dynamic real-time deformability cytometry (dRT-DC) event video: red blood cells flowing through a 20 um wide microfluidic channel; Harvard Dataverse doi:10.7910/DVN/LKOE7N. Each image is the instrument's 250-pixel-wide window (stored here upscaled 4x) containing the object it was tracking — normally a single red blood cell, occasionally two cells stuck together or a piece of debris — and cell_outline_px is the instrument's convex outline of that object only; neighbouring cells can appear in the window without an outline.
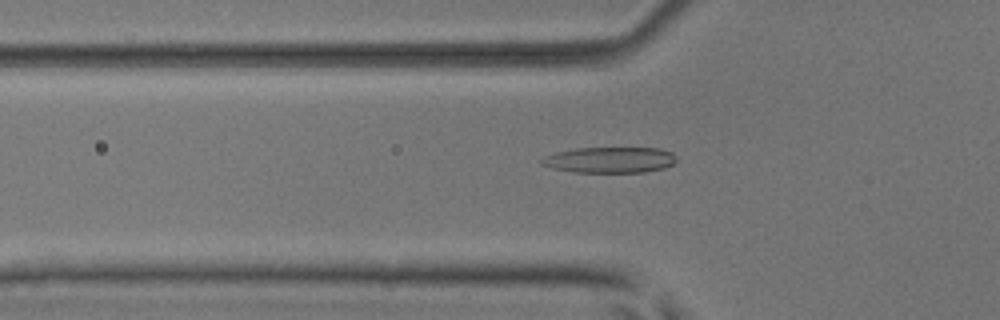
{"species": "common noctule bat (a hibernating species)", "species_latin": "Nyctalus noctula", "temperature_condition": "room temperature", "stored_images_in_passage": 40, "camera_frame_rate_fps": 3000, "um_per_image_px": 0.085, "animal": {"sex": "male", "body_mass_g": 17.9, "forearm_length_mm": 54.2}, "frame": {"image": 1, "passage_image": 7, "time_ms": 2.0, "image_size_px": [1000, 320], "cell_outline_px": [[676, 160], [672, 164], [664, 168], [644, 172], [572, 172], [552, 168], [540, 164], [540, 160], [544, 156], [556, 152], [576, 148], [660, 148], [672, 152], [676, 156]], "centroid_in_image_um": [51.82, 13.59], "position_along_channel_um": 74.0, "area_um2": 20.4}}
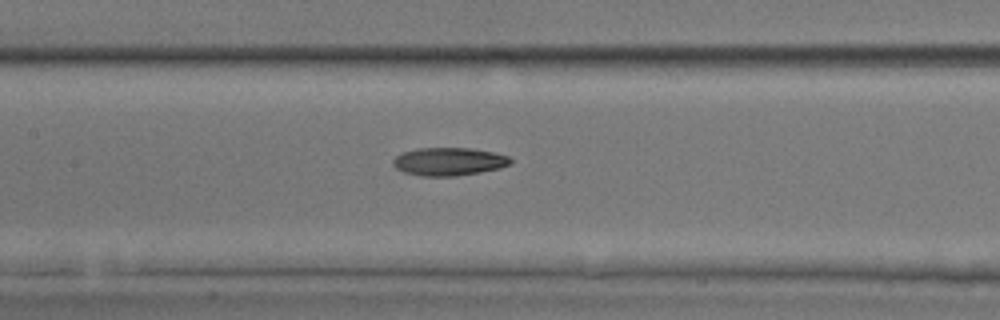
{"frame": {"image": 2, "passage_image": 14, "time_ms": 4.333, "image_size_px": [1000, 320], "cell_outline_px": [[512, 164], [500, 168], [480, 172], [456, 176], [420, 176], [404, 172], [396, 168], [392, 164], [392, 160], [400, 152], [416, 148], [472, 148], [492, 152], [508, 156], [512, 160]], "centroid_in_image_um": [38.13, 13.73], "position_along_channel_um": 169.3, "area_um2": 19.36}}
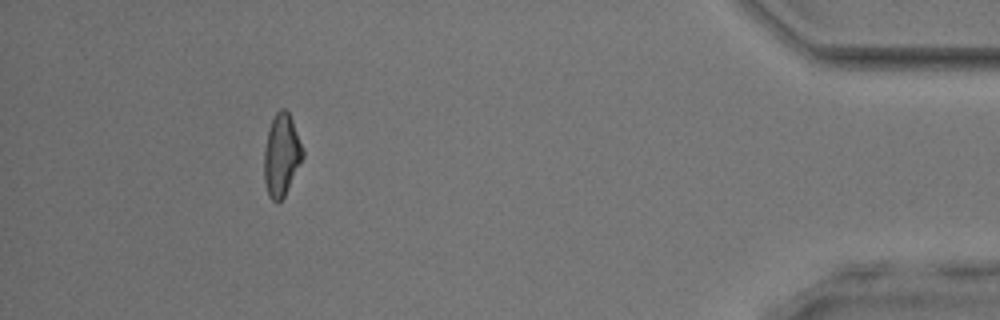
{"frame": {"image": 3, "passage_image": 36, "time_ms": 11.667, "image_size_px": [1000, 320], "cell_outline_px": [[304, 156], [284, 196], [276, 204], [268, 196], [264, 180], [264, 152], [268, 128], [276, 112], [280, 108], [284, 108], [288, 112], [292, 120], [304, 148]], "centroid_in_image_um": [23.92, 13.18], "position_along_channel_um": 411.3, "area_um2": 18.55}, "authors_computed_cell_mechanics": {"area_um2": 18.8717, "velocity_mm_per_s": 4.0739, "shape_relaxation_time_tau1_ms": 9.6517, "shape_relaxation_time_tau2_ms": 3.7678, "deformation_change_tau1": 0.2301, "deformation_change_tau2": 0.1243}}